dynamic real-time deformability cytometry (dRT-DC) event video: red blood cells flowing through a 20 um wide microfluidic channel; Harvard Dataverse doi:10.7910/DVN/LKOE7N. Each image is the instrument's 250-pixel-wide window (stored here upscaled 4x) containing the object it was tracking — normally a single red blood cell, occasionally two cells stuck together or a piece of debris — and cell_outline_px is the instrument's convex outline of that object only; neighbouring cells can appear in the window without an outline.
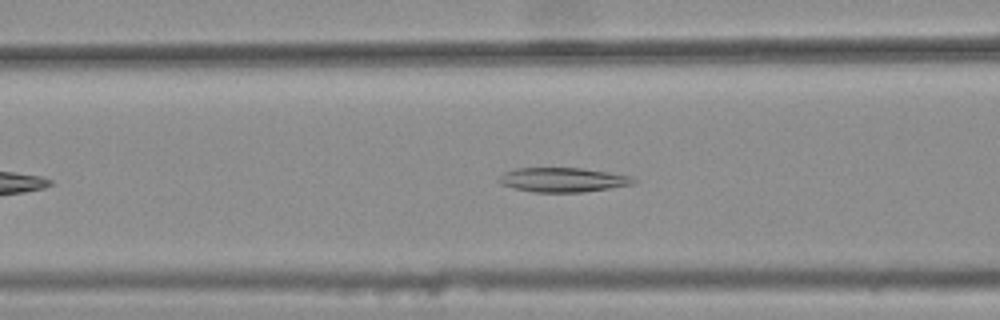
{"species": "common noctule bat (a hibernating species)", "species_latin": "Nyctalus noctula", "temperature_condition": "warm", "stored_images_in_passage": 33, "camera_frame_rate_fps": 3000, "um_per_image_px": 0.085, "animal": {"sex": "female", "body_mass_g": 25.1}, "frame": {"image": 1, "passage_image": 12, "time_ms": 3.667, "image_size_px": [1000, 320], "cell_outline_px": [[636, 180], [632, 184], [584, 192], [532, 192], [500, 184], [496, 180], [504, 172], [516, 168], [580, 168], [608, 172], [628, 176]], "centroid_in_image_um": [47.77, 15.28], "position_along_channel_um": 118.8, "area_um2": 18.9}}
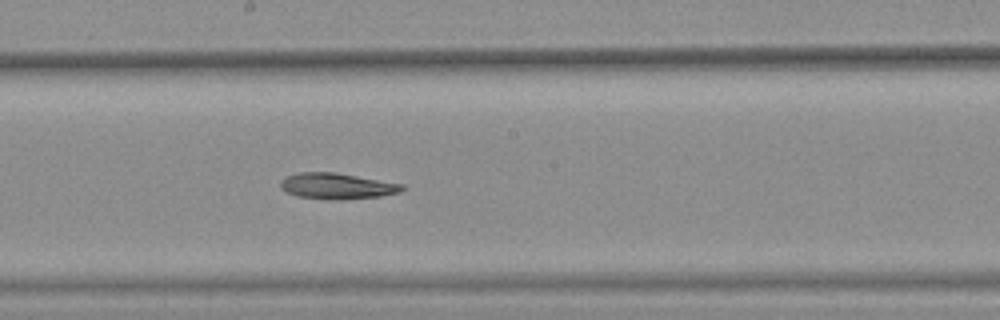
{"frame": {"image": 2, "passage_image": 20, "time_ms": 6.333, "image_size_px": [1000, 320], "cell_outline_px": [[404, 188], [400, 192], [380, 196], [336, 200], [328, 200], [296, 196], [280, 188], [280, 180], [288, 176], [300, 172], [336, 172], [404, 184]], "centroid_in_image_um": [28.64, 15.81], "position_along_channel_um": 219.6, "area_um2": 18.44}}
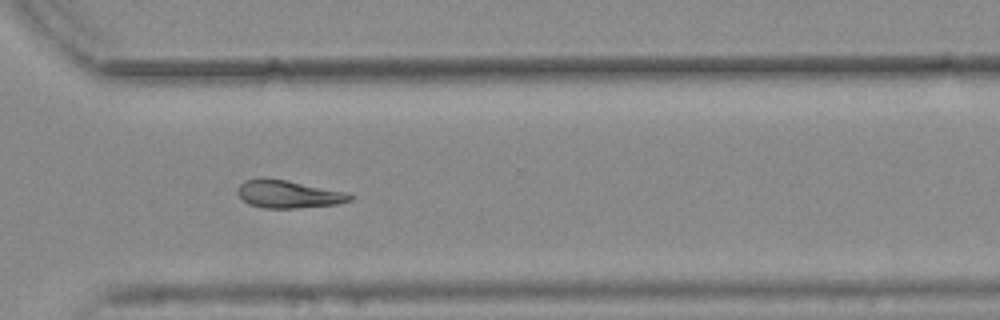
{"frame": {"image": 3, "passage_image": 30, "time_ms": 9.667, "image_size_px": [1000, 320], "cell_outline_px": [[352, 200], [336, 204], [296, 208], [264, 208], [248, 204], [236, 192], [240, 184], [244, 180], [260, 176], [264, 176], [288, 180], [344, 192], [352, 196]], "centroid_in_image_um": [24.43, 16.48], "position_along_channel_um": 346.2, "area_um2": 18.26}}